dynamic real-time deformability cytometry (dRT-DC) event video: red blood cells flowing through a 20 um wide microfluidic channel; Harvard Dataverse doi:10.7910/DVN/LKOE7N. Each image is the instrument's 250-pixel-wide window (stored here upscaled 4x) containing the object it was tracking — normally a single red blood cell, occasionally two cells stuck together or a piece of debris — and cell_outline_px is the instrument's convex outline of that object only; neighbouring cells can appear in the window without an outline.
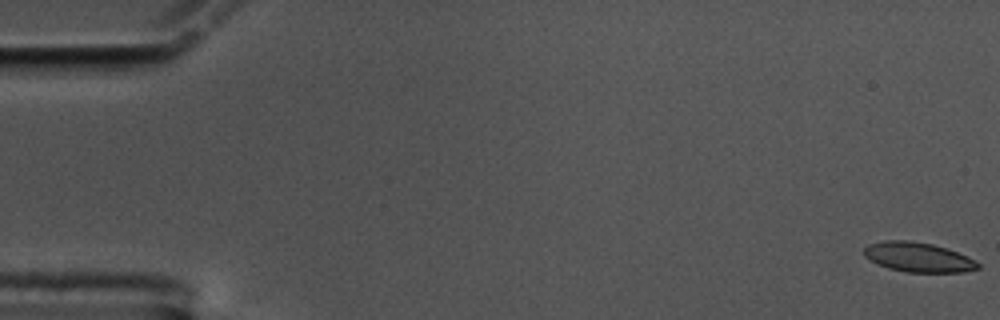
{"species": "common noctule bat (a hibernating species)", "species_latin": "Nyctalus noctula", "temperature_condition": "cold", "stored_images_in_passage": 59, "camera_frame_rate_fps": 3000, "um_per_image_px": 0.085, "animal": {"sex": "male", "body_mass_g": 17.5, "forearm_length_mm": 52.3}, "frame": {"image": 1, "passage_image": 1, "time_ms": 0.0, "image_size_px": [1000, 320], "cell_outline_px": [[980, 268], [964, 272], [908, 272], [888, 268], [864, 256], [864, 248], [868, 244], [884, 240], [908, 240], [932, 244], [968, 256], [980, 264]], "centroid_in_image_um": [78.05, 21.86], "position_along_channel_um": 6.9, "area_um2": 19.48}}
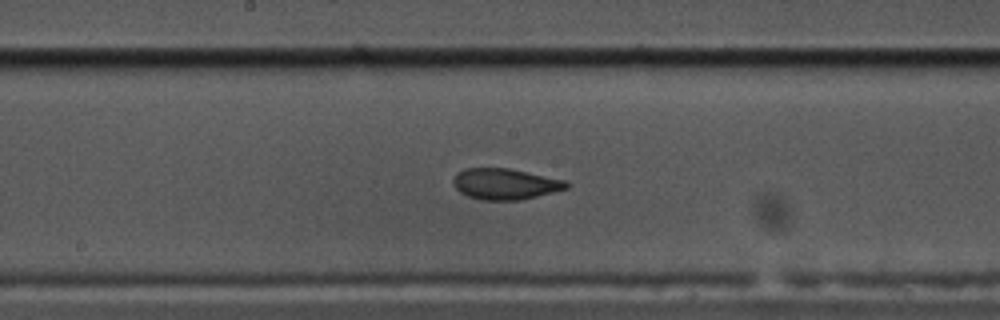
{"frame": {"image": 2, "passage_image": 31, "time_ms": 10.0, "image_size_px": [1000, 320], "cell_outline_px": [[572, 184], [568, 188], [520, 200], [480, 200], [468, 196], [460, 192], [452, 184], [452, 180], [456, 172], [464, 168], [508, 168], [564, 180]], "centroid_in_image_um": [42.89, 15.63], "position_along_channel_um": 205.3, "area_um2": 20.46}}
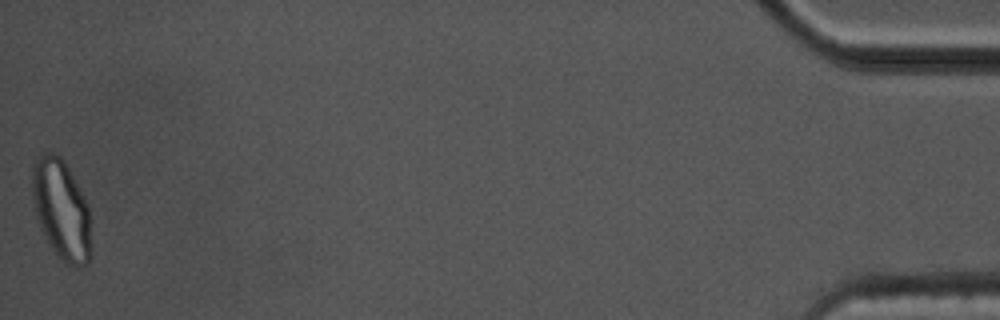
{"frame": {"image": 3, "passage_image": 59, "time_ms": 19.333, "image_size_px": [1000, 320], "cell_outline_px": [[92, 252], [88, 264], [76, 268], [68, 264], [56, 256], [48, 244], [40, 228], [36, 216], [32, 196], [32, 164], [36, 156], [44, 152], [52, 152], [60, 156], [68, 168], [88, 204]], "centroid_in_image_um": [5.21, 17.85], "position_along_channel_um": 430.0, "area_um2": 34.85}, "authors_computed_cell_mechanics": {"area_um2": 20.6346, "velocity_mm_per_s": 3.4414, "shape_relaxation_time_tau1_ms": 4.9819, "shape_relaxation_time_tau2_ms": 1.1814, "deformation_change_tau1": 0.1746, "deformation_change_tau2": 0.0785}}